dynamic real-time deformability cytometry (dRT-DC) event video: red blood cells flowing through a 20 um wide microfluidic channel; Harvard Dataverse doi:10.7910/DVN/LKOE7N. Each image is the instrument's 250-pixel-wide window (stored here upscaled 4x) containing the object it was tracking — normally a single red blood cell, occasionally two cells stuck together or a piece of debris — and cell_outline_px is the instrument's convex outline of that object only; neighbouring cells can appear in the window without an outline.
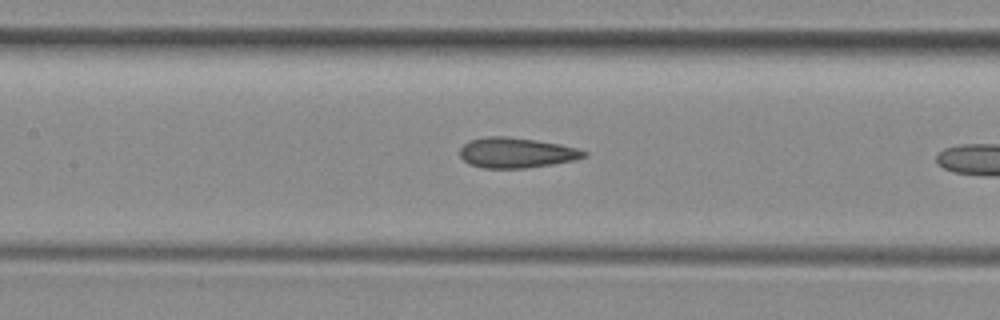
{"species": "common noctule bat (a hibernating species)", "species_latin": "Nyctalus noctula", "temperature_condition": "room temperature", "stored_images_in_passage": 33, "camera_frame_rate_fps": 3000, "um_per_image_px": 0.085, "animal": {"sex": "female", "body_mass_g": 29.2, "forearm_length_mm": 56.3}, "frame": {"image": 1, "passage_image": 15, "time_ms": 4.667, "image_size_px": [1000, 320], "cell_outline_px": [[588, 156], [576, 160], [552, 164], [524, 168], [484, 168], [468, 164], [460, 156], [460, 148], [468, 140], [484, 136], [504, 136], [536, 140], [560, 144], [576, 148], [588, 152]], "centroid_in_image_um": [43.88, 12.98], "position_along_channel_um": 163.5, "area_um2": 22.02}}
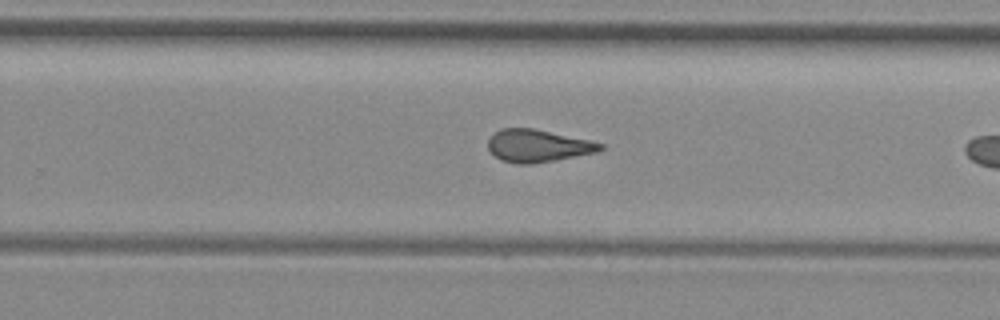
{"frame": {"image": 2, "passage_image": 24, "time_ms": 7.667, "image_size_px": [1000, 320], "cell_outline_px": [[604, 148], [596, 152], [532, 164], [516, 164], [500, 160], [488, 148], [488, 140], [500, 128], [532, 128], [592, 140], [604, 144]], "centroid_in_image_um": [45.72, 12.39], "position_along_channel_um": 284.1, "area_um2": 21.15}}